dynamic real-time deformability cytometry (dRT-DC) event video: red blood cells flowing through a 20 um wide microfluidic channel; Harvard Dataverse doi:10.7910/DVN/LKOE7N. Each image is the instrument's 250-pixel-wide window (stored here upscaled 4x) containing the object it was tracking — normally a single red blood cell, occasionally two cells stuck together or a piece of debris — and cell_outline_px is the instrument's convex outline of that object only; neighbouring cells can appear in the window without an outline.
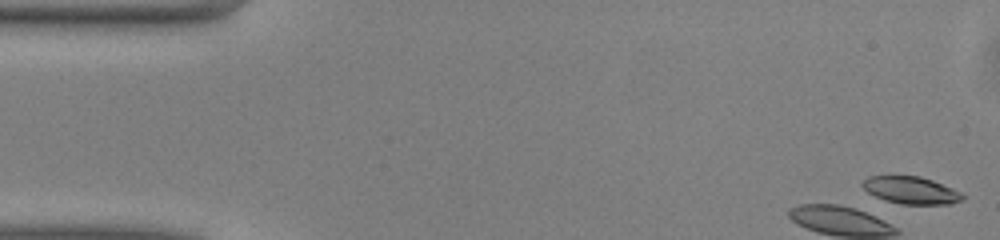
{"species": "common noctule bat (a hibernating species)", "species_latin": "Nyctalus noctula", "temperature_condition": "warm", "stored_images_in_passage": 2, "camera_frame_rate_fps": 3000, "um_per_image_px": 0.085, "animal": {"sex": "male", "body_mass_g": 13.0, "forearm_length_mm": 53.1}, "frame": {"image": 1, "passage_image": 1, "time_ms": 0.0, "image_size_px": [1000, 240], "cell_outline_px": [[968, 196], [964, 200], [952, 204], [900, 204], [884, 200], [868, 192], [860, 184], [868, 176], [920, 176], [932, 180], [952, 188]], "centroid_in_image_um": [77.48, 16.18], "position_along_channel_um": 7.5, "area_um2": 16.01}}